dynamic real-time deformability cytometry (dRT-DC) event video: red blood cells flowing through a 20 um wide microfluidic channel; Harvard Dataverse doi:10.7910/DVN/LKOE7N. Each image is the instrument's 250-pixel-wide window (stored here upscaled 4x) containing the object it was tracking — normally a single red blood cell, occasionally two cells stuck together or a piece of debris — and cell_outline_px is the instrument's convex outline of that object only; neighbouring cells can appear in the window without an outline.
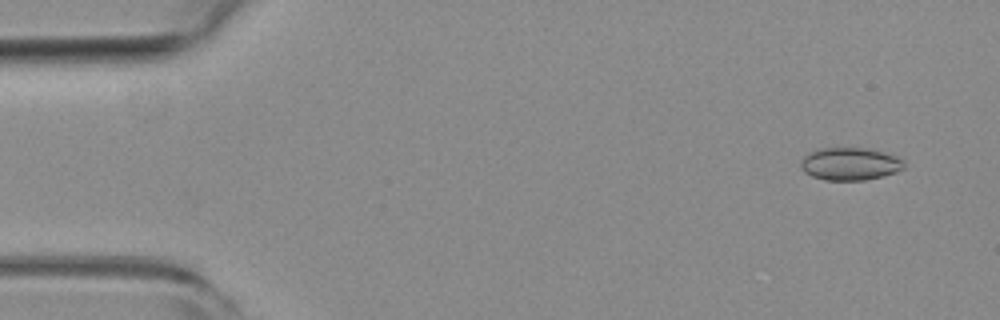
{"species": "common noctule bat (a hibernating species)", "species_latin": "Nyctalus noctula", "temperature_condition": "room temperature", "stored_images_in_passage": 25, "camera_frame_rate_fps": 3000, "um_per_image_px": 0.085, "animal": {"sex": "female", "body_mass_g": 19.3, "forearm_length_mm": 54.1}, "frame": {"image": 1, "passage_image": 4, "time_ms": 1.0, "image_size_px": [1000, 320], "cell_outline_px": [[904, 168], [896, 172], [884, 176], [864, 180], [824, 180], [812, 176], [804, 172], [800, 168], [800, 160], [808, 152], [816, 148], [868, 148], [900, 156], [904, 160]], "centroid_in_image_um": [72.25, 13.92], "position_along_channel_um": 12.8, "area_um2": 20.06}}
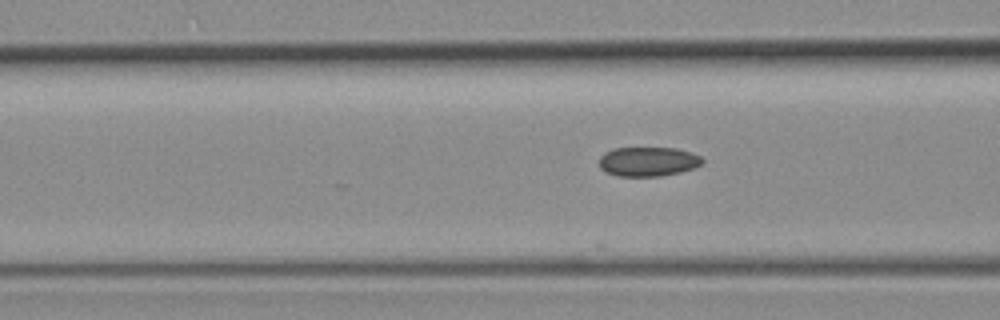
{"frame": {"image": 2, "passage_image": 21, "time_ms": 6.667, "image_size_px": [1000, 320], "cell_outline_px": [[704, 160], [696, 168], [680, 172], [660, 176], [616, 176], [604, 172], [600, 168], [600, 156], [604, 152], [616, 148], [676, 148], [692, 152], [700, 156]], "centroid_in_image_um": [55.08, 13.74], "position_along_channel_um": 111.5, "area_um2": 17.8}}
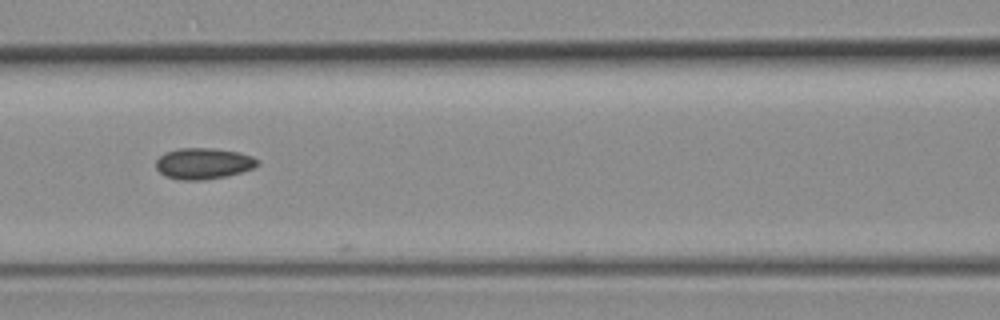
{"frame": {"image": 3, "passage_image": 24, "time_ms": 7.667, "image_size_px": [1000, 320], "cell_outline_px": [[260, 164], [252, 168], [240, 172], [224, 176], [204, 180], [180, 180], [164, 176], [156, 168], [156, 160], [164, 152], [176, 148], [212, 148], [240, 152], [252, 156], [260, 160]], "centroid_in_image_um": [17.27, 13.89], "position_along_channel_um": 149.3, "area_um2": 18.55}}